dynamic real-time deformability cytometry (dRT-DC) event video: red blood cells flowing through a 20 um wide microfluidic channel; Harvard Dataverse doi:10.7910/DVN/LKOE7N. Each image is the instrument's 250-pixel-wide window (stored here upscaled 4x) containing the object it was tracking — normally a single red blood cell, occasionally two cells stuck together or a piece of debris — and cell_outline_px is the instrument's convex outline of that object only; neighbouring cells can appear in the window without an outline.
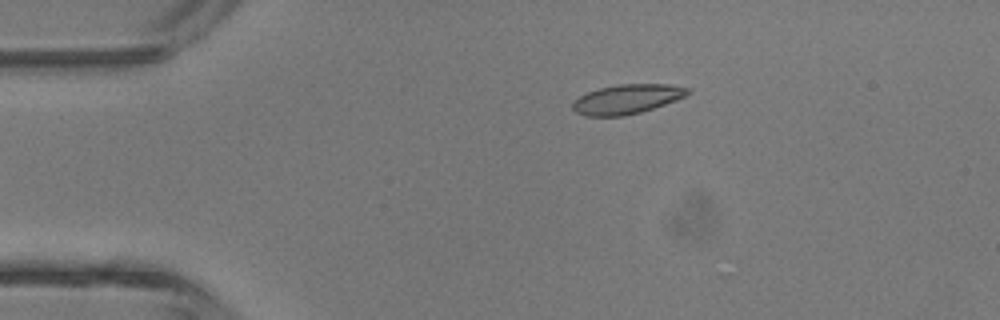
{"species": "common noctule bat (a hibernating species)", "species_latin": "Nyctalus noctula", "temperature_condition": "room temperature", "stored_images_in_passage": 4, "camera_frame_rate_fps": 3000, "um_per_image_px": 0.085, "animal": {"sex": "male", "body_mass_g": 13.3}, "frame": {"image": 1, "passage_image": 3, "time_ms": 2.0, "image_size_px": [1000, 320], "cell_outline_px": [[692, 92], [676, 100], [640, 112], [624, 116], [584, 116], [576, 112], [572, 108], [572, 104], [580, 96], [588, 92], [600, 88], [620, 84], [668, 84], [692, 88]], "centroid_in_image_um": [53.32, 8.42], "position_along_channel_um": 31.7, "area_um2": 19.65}}